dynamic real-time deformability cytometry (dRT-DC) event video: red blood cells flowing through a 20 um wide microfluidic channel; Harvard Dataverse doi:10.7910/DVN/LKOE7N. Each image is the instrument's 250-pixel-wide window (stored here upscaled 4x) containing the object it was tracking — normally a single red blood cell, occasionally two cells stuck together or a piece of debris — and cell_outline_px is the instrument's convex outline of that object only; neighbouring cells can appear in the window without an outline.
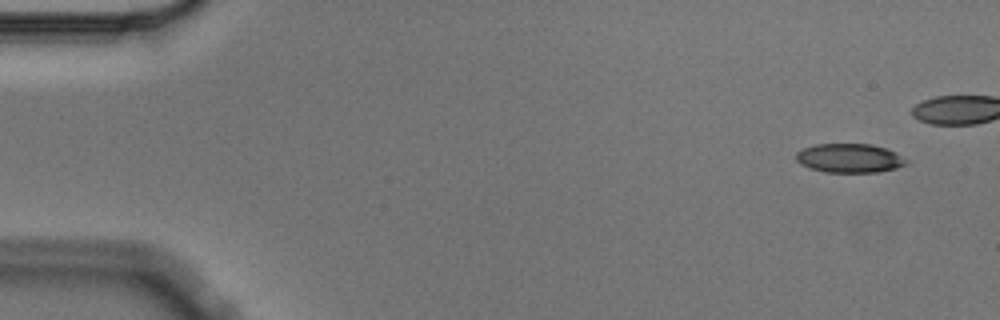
{"species": "Egyptian fruit bat (a non-hibernating species)", "species_latin": "Rousettus aegyptiacus", "temperature_condition": "cold", "stored_images_in_passage": 5, "camera_frame_rate_fps": 3000, "um_per_image_px": 0.085, "animal": {"sex": "male"}, "frame": {"image": 1, "passage_image": 1, "time_ms": 0.0, "image_size_px": [1000, 320], "cell_outline_px": [[908, 164], [896, 168], [876, 172], [824, 172], [808, 168], [800, 164], [796, 160], [796, 152], [804, 148], [816, 144], [872, 144], [896, 152], [908, 160]], "centroid_in_image_um": [72.2, 13.45], "position_along_channel_um": 12.8, "area_um2": 18.73}}
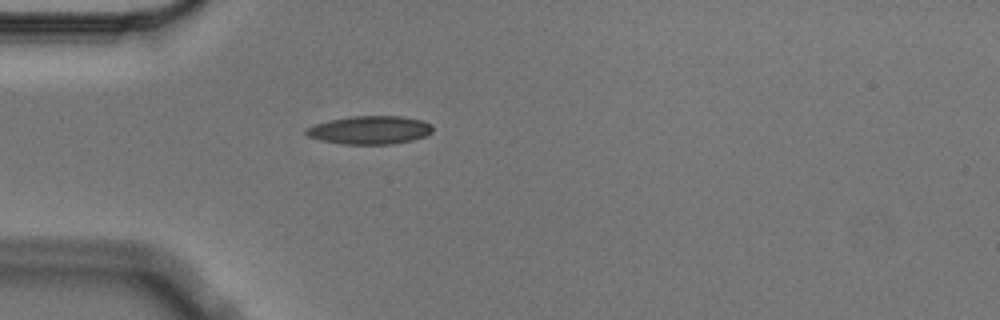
{"frame": {"image": 2, "passage_image": 5, "time_ms": 1.333, "image_size_px": [1000, 320], "cell_outline_px": [[432, 132], [424, 136], [412, 140], [392, 144], [344, 144], [320, 140], [308, 136], [304, 132], [304, 128], [328, 120], [352, 116], [400, 116], [424, 120], [432, 124]], "centroid_in_image_um": [31.43, 11.05], "position_along_channel_um": 53.6, "area_um2": 20.92}}